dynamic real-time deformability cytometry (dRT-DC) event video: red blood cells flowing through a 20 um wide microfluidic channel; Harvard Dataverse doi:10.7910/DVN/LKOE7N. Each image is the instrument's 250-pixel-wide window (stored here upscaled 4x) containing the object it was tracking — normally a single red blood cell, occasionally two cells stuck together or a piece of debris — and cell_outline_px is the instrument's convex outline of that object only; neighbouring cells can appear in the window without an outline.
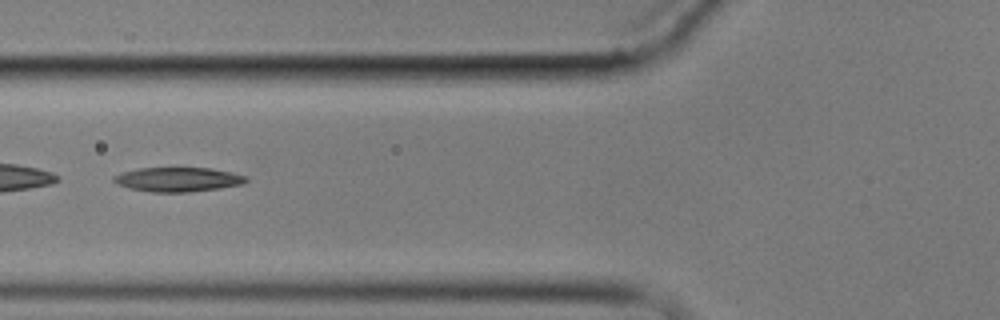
{"species": "common noctule bat (a hibernating species)", "species_latin": "Nyctalus noctula", "temperature_condition": "cold", "stored_images_in_passage": 8, "camera_frame_rate_fps": 3000, "um_per_image_px": 0.085, "animal": {"sex": "male", "body_mass_g": 17.9}, "frame": {"image": 1, "passage_image": 7, "time_ms": 7.0, "image_size_px": [1000, 320], "cell_outline_px": [[248, 180], [244, 184], [220, 188], [188, 192], [152, 192], [128, 188], [116, 184], [112, 180], [112, 176], [136, 168], [212, 168], [232, 172], [248, 176]], "centroid_in_image_um": [15.13, 15.25], "position_along_channel_um": 110.7, "area_um2": 18.96}}
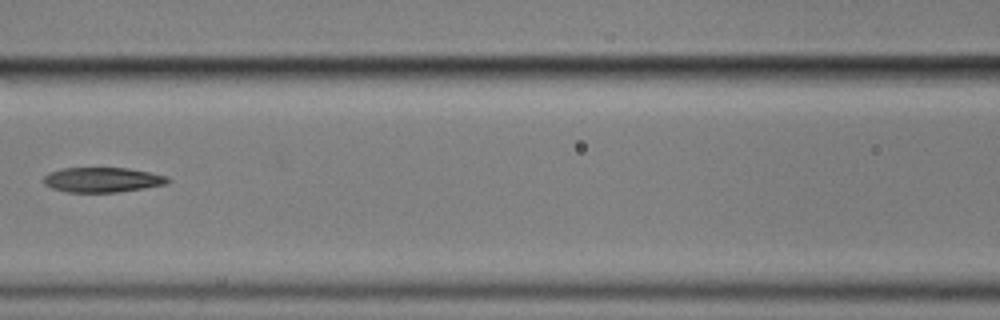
{"frame": {"image": 2, "passage_image": 8, "time_ms": 8.333, "image_size_px": [1000, 320], "cell_outline_px": [[172, 180], [168, 184], [144, 188], [116, 192], [64, 192], [52, 188], [44, 184], [44, 176], [48, 172], [64, 168], [128, 168], [168, 176]], "centroid_in_image_um": [8.72, 15.28], "position_along_channel_um": 157.9, "area_um2": 18.09}}